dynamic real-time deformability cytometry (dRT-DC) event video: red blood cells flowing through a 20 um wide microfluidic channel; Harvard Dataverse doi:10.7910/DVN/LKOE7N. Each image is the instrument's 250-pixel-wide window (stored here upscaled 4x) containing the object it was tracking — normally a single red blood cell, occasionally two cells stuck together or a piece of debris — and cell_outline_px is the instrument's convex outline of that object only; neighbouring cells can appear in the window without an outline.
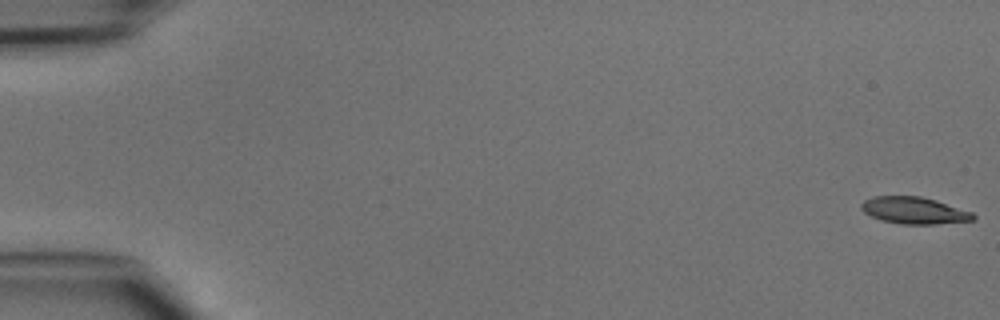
{"species": "common noctule bat (a hibernating species)", "species_latin": "Nyctalus noctula", "temperature_condition": "cold", "stored_images_in_passage": 15, "camera_frame_rate_fps": 3000, "um_per_image_px": 0.085, "animal": {"sex": "male", "body_mass_g": 15.6}, "frame": {"image": 1, "passage_image": 1, "time_ms": 0.0, "image_size_px": [1000, 320], "cell_outline_px": [[976, 216], [972, 220], [936, 224], [900, 224], [880, 220], [864, 212], [860, 208], [860, 204], [864, 200], [876, 196], [920, 196], [936, 200], [972, 212]], "centroid_in_image_um": [77.68, 17.89], "position_along_channel_um": 7.3, "area_um2": 17.46}}
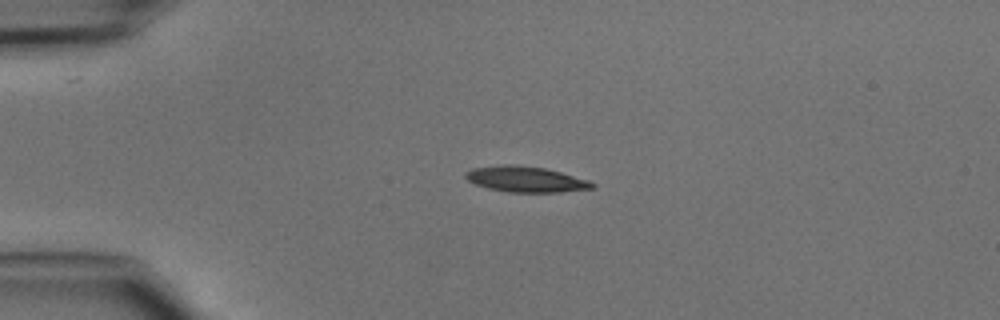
{"frame": {"image": 2, "passage_image": 12, "time_ms": 3.667, "image_size_px": [1000, 320], "cell_outline_px": [[596, 184], [592, 188], [560, 192], [508, 192], [488, 188], [476, 184], [468, 180], [464, 176], [464, 172], [472, 168], [500, 164], [512, 164], [544, 168], [560, 172], [588, 180]], "centroid_in_image_um": [44.64, 15.23], "position_along_channel_um": 40.4, "area_um2": 18.9}}